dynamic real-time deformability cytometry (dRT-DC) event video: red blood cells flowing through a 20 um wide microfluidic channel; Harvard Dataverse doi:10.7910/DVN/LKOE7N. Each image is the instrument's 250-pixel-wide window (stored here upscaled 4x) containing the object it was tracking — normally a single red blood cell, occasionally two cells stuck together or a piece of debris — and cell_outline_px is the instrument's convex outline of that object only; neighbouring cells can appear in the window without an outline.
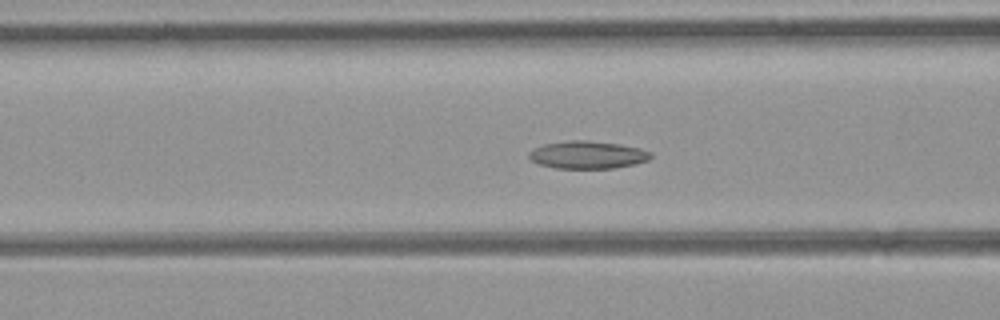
{"species": "common noctule bat (a hibernating species)", "species_latin": "Nyctalus noctula", "temperature_condition": "room temperature", "stored_images_in_passage": 53, "camera_frame_rate_fps": 3000, "um_per_image_px": 0.085, "animal": {"sex": "female", "body_mass_g": 21.9}, "frame": {"image": 1, "passage_image": 20, "time_ms": 6.333, "image_size_px": [1000, 320], "cell_outline_px": [[652, 156], [648, 160], [636, 164], [612, 168], [556, 168], [540, 164], [532, 160], [528, 156], [528, 152], [532, 148], [544, 144], [572, 140], [588, 140], [620, 144], [640, 148], [652, 152]], "centroid_in_image_um": [49.95, 13.15], "position_along_channel_um": 116.6, "area_um2": 19.65}}
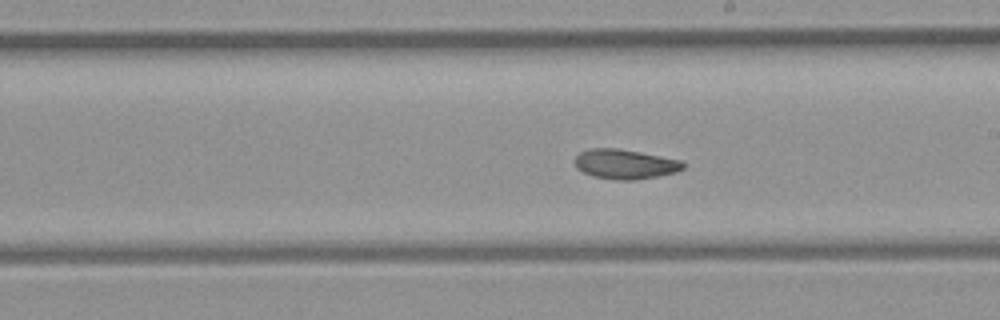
{"frame": {"image": 2, "passage_image": 29, "time_ms": 9.333, "image_size_px": [1000, 320], "cell_outline_px": [[684, 168], [676, 172], [636, 180], [616, 180], [592, 176], [576, 168], [576, 156], [580, 152], [592, 148], [616, 148], [640, 152], [680, 160], [684, 164]], "centroid_in_image_um": [53.12, 13.95], "position_along_channel_um": 235.9, "area_um2": 18.55}}
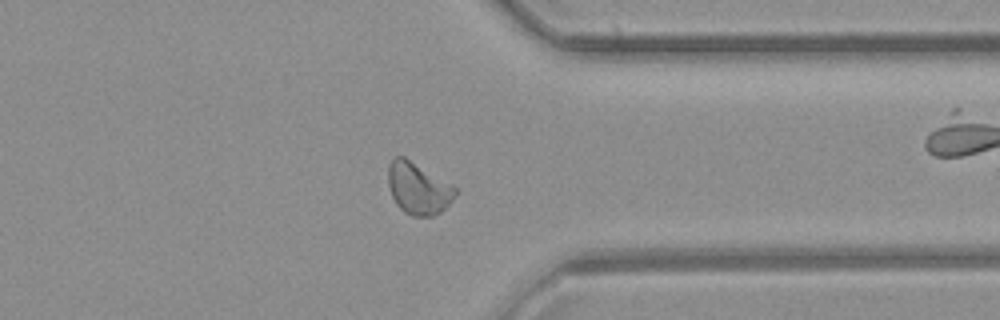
{"frame": {"image": 3, "passage_image": 40, "time_ms": 13.0, "image_size_px": [1000, 320], "cell_outline_px": [[456, 196], [440, 212], [432, 216], [412, 216], [404, 212], [396, 204], [392, 196], [388, 184], [388, 164], [396, 156], [404, 156], [452, 184], [456, 188]], "centroid_in_image_um": [35.54, 16.0], "position_along_channel_um": 375.9, "area_um2": 20.23}, "authors_computed_cell_mechanics": {"area_um2": 19.941, "velocity_mm_per_s": 3.9686, "shape_relaxation_time_tau1_ms": null, "shape_relaxation_time_tau2_ms": 3.3271, "deformation_change_tau1": null, "deformation_change_tau2": 0.0806}}